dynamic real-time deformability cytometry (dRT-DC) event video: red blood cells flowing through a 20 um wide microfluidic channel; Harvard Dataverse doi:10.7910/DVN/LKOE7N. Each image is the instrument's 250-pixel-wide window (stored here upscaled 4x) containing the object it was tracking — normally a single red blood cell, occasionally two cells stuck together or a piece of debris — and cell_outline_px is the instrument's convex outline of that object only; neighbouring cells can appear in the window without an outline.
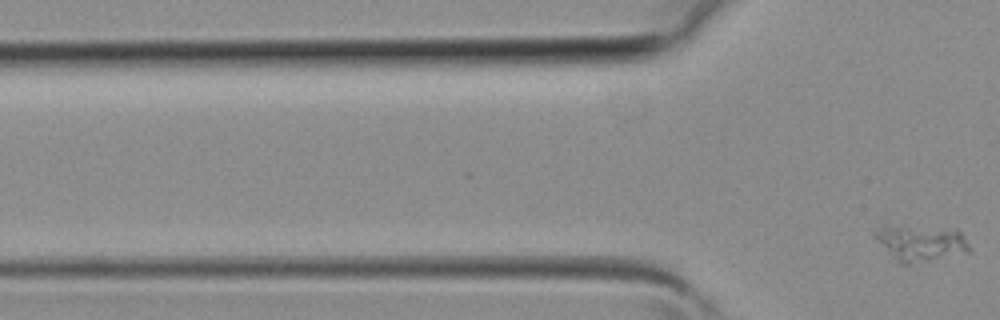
{"species": "common noctule bat (a hibernating species)", "species_latin": "Nyctalus noctula", "temperature_condition": "room temperature", "stored_images_in_passage": 4, "camera_frame_rate_fps": 3000, "um_per_image_px": 0.085, "animal": {"sex": "female", "body_mass_g": 19.3, "forearm_length_mm": 54.1}, "frame": {"image": 1, "passage_image": 4, "time_ms": 1.0, "image_size_px": [1000, 320], "cell_outline_px": [[968, 252], [908, 264], [900, 264], [892, 260], [872, 236], [872, 232], [884, 220], [956, 228], [960, 232], [968, 244]], "centroid_in_image_um": [78.06, 20.53], "position_along_channel_um": 47.7, "area_um2": 21.56}}